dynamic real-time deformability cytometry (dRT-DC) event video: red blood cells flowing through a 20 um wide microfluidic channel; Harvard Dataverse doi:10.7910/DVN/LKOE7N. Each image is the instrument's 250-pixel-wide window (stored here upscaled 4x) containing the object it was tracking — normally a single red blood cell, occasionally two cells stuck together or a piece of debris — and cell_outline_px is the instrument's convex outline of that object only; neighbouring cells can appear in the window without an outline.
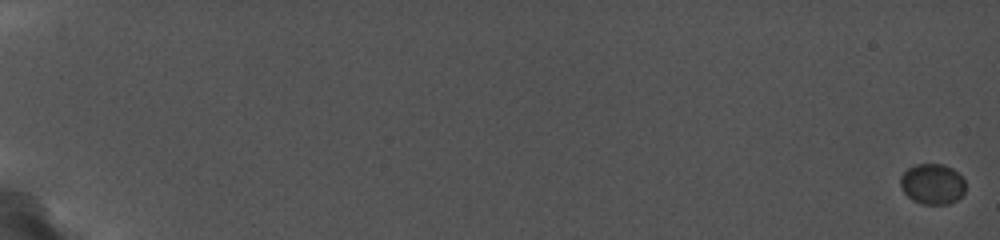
{"species": "common noctule bat (a hibernating species)", "species_latin": "Nyctalus noctula", "temperature_condition": "cold", "stored_images_in_passage": 19, "camera_frame_rate_fps": 5000, "um_per_image_px": 0.085, "animal": {"sex": "female", "body_mass_g": 19.0, "forearm_length_mm": 56.7}, "frame": {"image": 1, "passage_image": 1, "time_ms": 0.0, "image_size_px": [1000, 240], "cell_outline_px": [[964, 192], [956, 200], [948, 204], [924, 204], [912, 200], [900, 188], [900, 176], [908, 168], [916, 164], [944, 164], [952, 168], [964, 180]], "centroid_in_image_um": [79.22, 15.63], "position_along_channel_um": 5.8, "area_um2": 15.32}}